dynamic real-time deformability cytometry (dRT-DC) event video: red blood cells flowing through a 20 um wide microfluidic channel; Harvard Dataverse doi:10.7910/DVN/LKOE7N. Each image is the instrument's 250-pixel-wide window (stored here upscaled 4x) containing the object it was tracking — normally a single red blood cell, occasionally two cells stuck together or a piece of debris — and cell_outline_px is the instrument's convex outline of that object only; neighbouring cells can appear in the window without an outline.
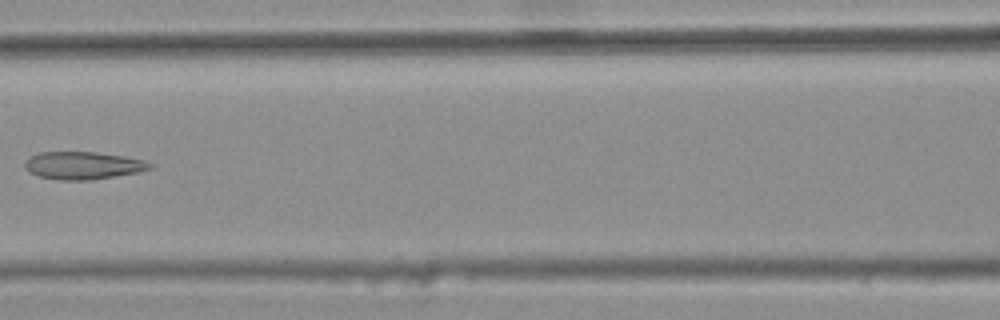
{"species": "common noctule bat (a hibernating species)", "species_latin": "Nyctalus noctula", "temperature_condition": "warm", "stored_images_in_passage": 5, "camera_frame_rate_fps": 3000, "um_per_image_px": 0.085, "animal": {"sex": "female", "body_mass_g": 25.1}, "frame": {"image": 1, "passage_image": 4, "time_ms": 1.0, "image_size_px": [1000, 320], "cell_outline_px": [[152, 168], [140, 172], [92, 180], [60, 180], [40, 176], [28, 172], [24, 168], [24, 164], [32, 156], [40, 152], [96, 152], [124, 156], [144, 160], [152, 164]], "centroid_in_image_um": [7.08, 14.07], "position_along_channel_um": 159.5, "area_um2": 20.11}}
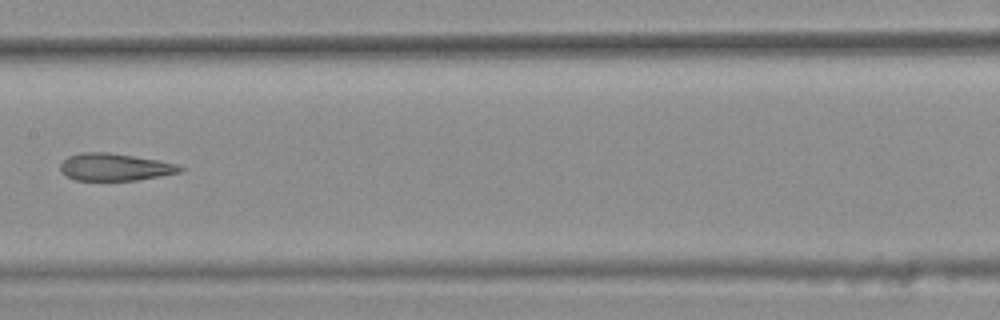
{"frame": {"image": 2, "passage_image": 5, "time_ms": 1.333, "image_size_px": [1000, 320], "cell_outline_px": [[184, 168], [180, 172], [160, 176], [136, 180], [76, 180], [64, 176], [60, 172], [60, 164], [68, 156], [80, 152], [108, 152], [160, 160], [180, 164]], "centroid_in_image_um": [9.75, 14.19], "position_along_channel_um": 197.7, "area_um2": 19.25}}